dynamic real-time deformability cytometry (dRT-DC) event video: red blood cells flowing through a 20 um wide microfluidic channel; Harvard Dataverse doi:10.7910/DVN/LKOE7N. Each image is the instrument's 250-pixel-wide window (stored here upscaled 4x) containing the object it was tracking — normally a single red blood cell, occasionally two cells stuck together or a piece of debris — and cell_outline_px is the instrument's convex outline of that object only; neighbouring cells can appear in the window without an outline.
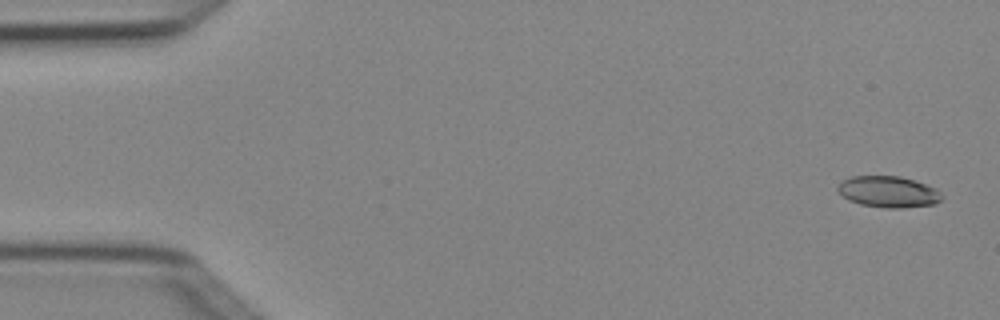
{"species": "Egyptian fruit bat (a non-hibernating species)", "species_latin": "Rousettus aegyptiacus", "temperature_condition": "cold", "stored_images_in_passage": 6, "camera_frame_rate_fps": 3000, "um_per_image_px": 0.085, "animal": {"sex": "female"}, "frame": {"image": 1, "passage_image": 1, "time_ms": 0.0, "image_size_px": [1000, 320], "cell_outline_px": [[944, 196], [936, 204], [900, 208], [888, 208], [860, 204], [848, 200], [836, 188], [844, 180], [852, 176], [900, 176], [936, 188]], "centroid_in_image_um": [75.53, 16.31], "position_along_channel_um": 9.5, "area_um2": 18.79}}
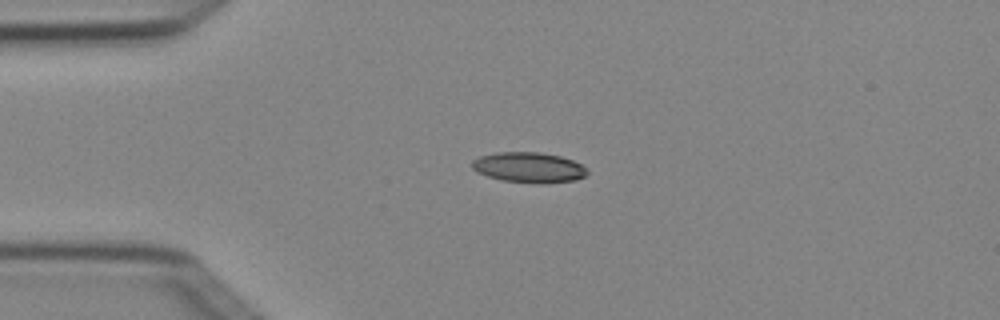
{"frame": {"image": 2, "passage_image": 4, "time_ms": 1.0, "image_size_px": [1000, 320], "cell_outline_px": [[588, 172], [584, 176], [576, 180], [548, 184], [544, 184], [500, 180], [476, 172], [472, 168], [472, 160], [480, 156], [496, 152], [540, 152], [560, 156], [572, 160], [588, 168]], "centroid_in_image_um": [44.96, 14.24], "position_along_channel_um": 40.0, "area_um2": 20.58}}
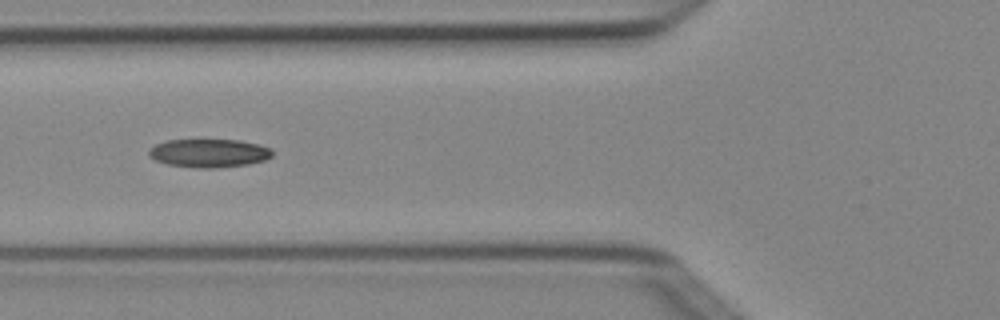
{"frame": {"image": 3, "passage_image": 6, "time_ms": 1.667, "image_size_px": [1000, 320], "cell_outline_px": [[272, 156], [264, 160], [248, 164], [216, 168], [196, 168], [168, 164], [156, 160], [148, 156], [148, 148], [164, 140], [240, 140], [260, 144], [272, 148]], "centroid_in_image_um": [17.76, 13.01], "position_along_channel_um": 108.0, "area_um2": 20.58}}